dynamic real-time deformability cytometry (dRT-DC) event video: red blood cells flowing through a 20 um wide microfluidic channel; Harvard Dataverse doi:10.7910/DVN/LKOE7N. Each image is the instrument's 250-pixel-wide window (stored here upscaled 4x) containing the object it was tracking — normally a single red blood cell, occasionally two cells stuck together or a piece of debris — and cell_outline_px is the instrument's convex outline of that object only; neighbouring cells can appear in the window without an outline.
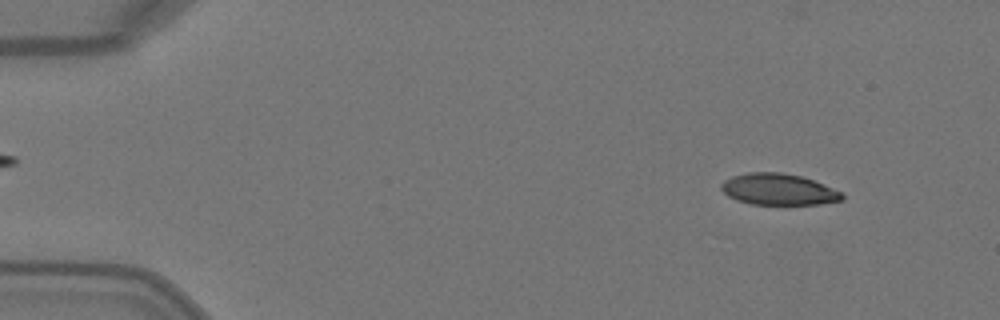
{"species": "Egyptian fruit bat (a non-hibernating species)", "species_latin": "Rousettus aegyptiacus", "temperature_condition": "warm", "stored_images_in_passage": 49, "camera_frame_rate_fps": 3000, "um_per_image_px": 0.085, "animal": {"sex": "female"}, "frame": {"image": 1, "passage_image": 5, "time_ms": 1.333, "image_size_px": [1000, 320], "cell_outline_px": [[844, 200], [820, 204], [784, 208], [748, 204], [736, 200], [728, 196], [720, 188], [720, 184], [724, 180], [732, 176], [748, 172], [780, 172], [800, 176], [812, 180], [832, 188], [840, 192], [844, 196]], "centroid_in_image_um": [66.15, 16.16], "position_along_channel_um": 18.8, "area_um2": 23.06}}
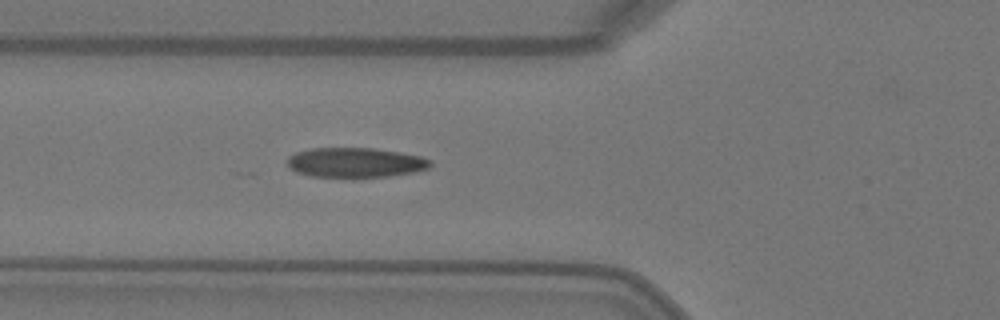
{"frame": {"image": 2, "passage_image": 18, "time_ms": 5.667, "image_size_px": [1000, 320], "cell_outline_px": [[432, 164], [428, 168], [412, 172], [388, 176], [312, 176], [296, 172], [288, 164], [288, 156], [296, 152], [308, 148], [372, 148], [400, 152], [420, 156], [432, 160]], "centroid_in_image_um": [30.21, 13.79], "position_along_channel_um": 95.6, "area_um2": 24.45}}
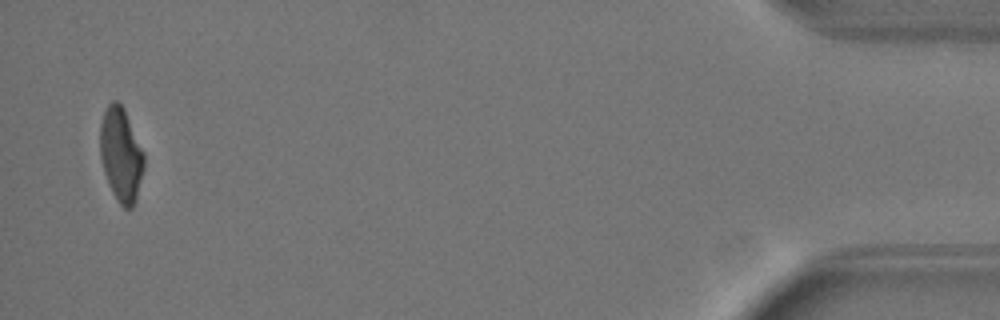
{"frame": {"image": 3, "passage_image": 48, "time_ms": 15.667, "image_size_px": [1000, 320], "cell_outline_px": [[144, 168], [136, 200], [132, 208], [124, 208], [120, 204], [112, 192], [108, 184], [100, 160], [100, 124], [104, 108], [112, 100], [116, 100], [124, 108], [144, 152]], "centroid_in_image_um": [10.27, 13.13], "position_along_channel_um": 424.9, "area_um2": 24.28}, "authors_computed_cell_mechanics": {"area_um2": 24.6806, "velocity_mm_per_s": 4.0836, "shape_relaxation_time_tau1_ms": 3.5294, "shape_relaxation_time_tau2_ms": null, "deformation_change_tau1": 0.1469, "deformation_change_tau2": null}}